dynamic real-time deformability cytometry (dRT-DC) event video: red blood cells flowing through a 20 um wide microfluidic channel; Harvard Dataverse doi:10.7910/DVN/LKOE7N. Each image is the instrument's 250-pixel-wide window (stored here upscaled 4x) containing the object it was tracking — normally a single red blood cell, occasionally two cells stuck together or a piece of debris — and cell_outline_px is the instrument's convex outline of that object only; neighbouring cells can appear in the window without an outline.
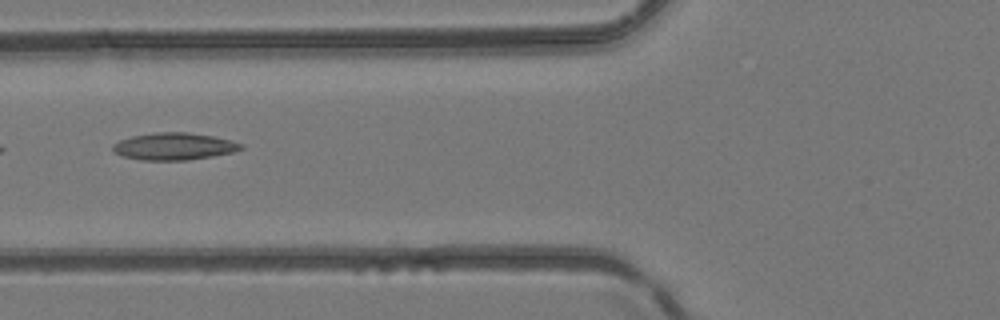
{"species": "common noctule bat (a hibernating species)", "species_latin": "Nyctalus noctula", "temperature_condition": "room temperature", "stored_images_in_passage": 6, "camera_frame_rate_fps": 3000, "um_per_image_px": 0.085, "animal": {"sex": "female", "body_mass_g": 24.6, "forearm_length_mm": 56.2}, "frame": {"image": 1, "passage_image": 5, "time_ms": 1.333, "image_size_px": [1000, 320], "cell_outline_px": [[244, 148], [232, 152], [212, 156], [188, 160], [144, 160], [124, 156], [116, 152], [112, 148], [112, 144], [120, 140], [132, 136], [156, 132], [188, 132], [212, 136], [232, 140], [244, 144]], "centroid_in_image_um": [14.83, 12.43], "position_along_channel_um": 111.0, "area_um2": 20.17}}
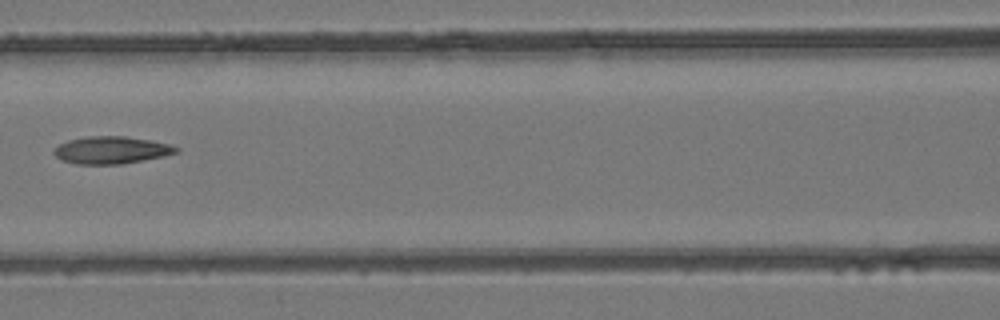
{"frame": {"image": 2, "passage_image": 6, "time_ms": 1.667, "image_size_px": [1000, 320], "cell_outline_px": [[180, 152], [164, 156], [120, 164], [76, 164], [60, 160], [52, 152], [60, 144], [68, 140], [88, 136], [124, 136], [152, 140], [168, 144], [180, 148]], "centroid_in_image_um": [9.47, 12.75], "position_along_channel_um": 157.1, "area_um2": 19.48}}